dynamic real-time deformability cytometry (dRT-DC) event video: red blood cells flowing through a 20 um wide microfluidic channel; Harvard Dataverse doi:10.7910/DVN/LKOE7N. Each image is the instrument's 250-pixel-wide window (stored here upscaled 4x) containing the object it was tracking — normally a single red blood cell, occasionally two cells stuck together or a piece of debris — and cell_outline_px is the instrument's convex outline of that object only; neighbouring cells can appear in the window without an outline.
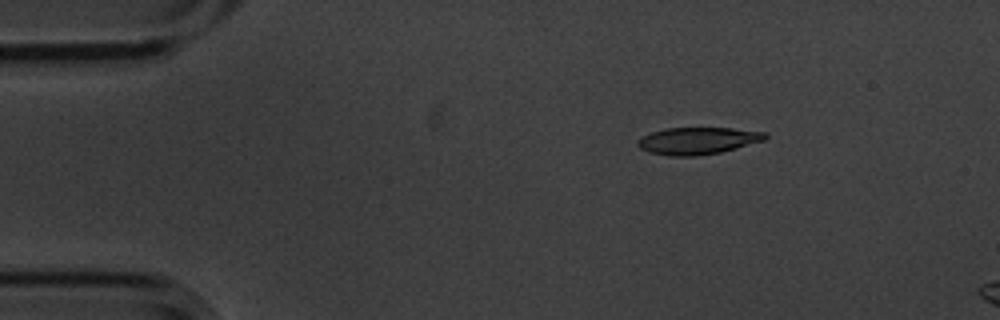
{"species": "common noctule bat (a hibernating species)", "species_latin": "Nyctalus noctula", "temperature_condition": "cold", "stored_images_in_passage": 3, "camera_frame_rate_fps": 3000, "um_per_image_px": 0.085, "animal": {"sex": "male", "body_mass_g": 20.1, "forearm_length_mm": 53.5}, "frame": {"image": 1, "passage_image": 1, "time_ms": 0.0, "image_size_px": [1000, 320], "cell_outline_px": [[768, 136], [764, 140], [720, 152], [696, 156], [668, 156], [648, 152], [640, 148], [636, 144], [636, 140], [652, 132], [668, 128], [732, 128], [764, 132]], "centroid_in_image_um": [59.26, 11.97], "position_along_channel_um": 25.7, "area_um2": 19.94}}